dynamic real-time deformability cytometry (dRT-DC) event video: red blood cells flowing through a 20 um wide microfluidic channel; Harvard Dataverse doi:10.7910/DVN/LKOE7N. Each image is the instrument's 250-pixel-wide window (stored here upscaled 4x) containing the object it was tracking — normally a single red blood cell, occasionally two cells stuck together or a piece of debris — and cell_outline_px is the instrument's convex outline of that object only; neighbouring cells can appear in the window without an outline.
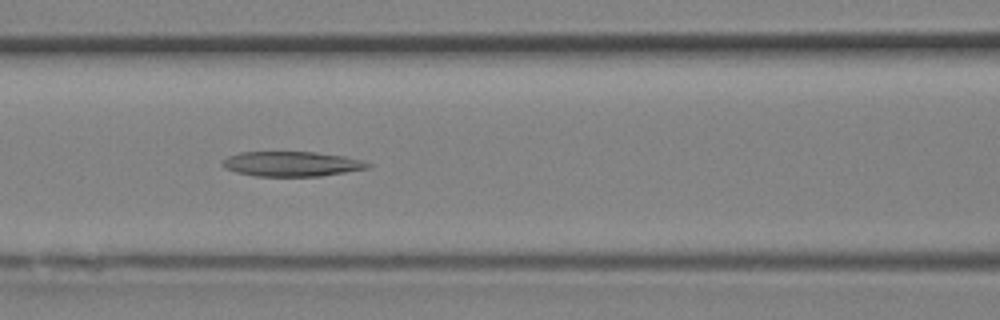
{"species": "Egyptian fruit bat (a non-hibernating species)", "species_latin": "Rousettus aegyptiacus", "temperature_condition": "room temperature", "stored_images_in_passage": 25, "segment_of_instrument_passage": [1, 2], "camera_frame_rate_fps": 3000, "um_per_image_px": 0.085, "animal": {"sex": "female"}, "frame": {"image": 1, "passage_image": 8, "time_ms": 2.333, "image_size_px": [1000, 320], "cell_outline_px": [[372, 164], [368, 168], [320, 176], [256, 176], [236, 172], [224, 168], [220, 164], [220, 160], [228, 156], [240, 152], [316, 152], [344, 156], [360, 160]], "centroid_in_image_um": [24.73, 13.93], "position_along_channel_um": 141.9, "area_um2": 21.1}}
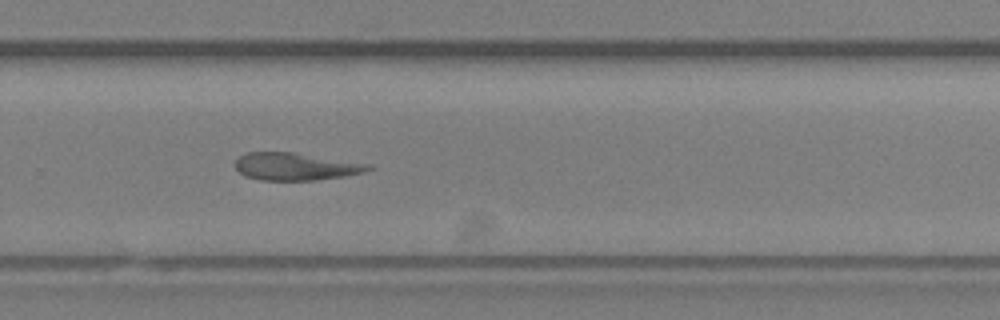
{"frame": {"image": 2, "passage_image": 15, "time_ms": 4.667, "image_size_px": [1000, 320], "cell_outline_px": [[376, 168], [364, 172], [344, 176], [316, 180], [260, 180], [248, 176], [240, 172], [236, 168], [236, 160], [244, 152], [296, 152], [372, 164]], "centroid_in_image_um": [25.2, 14.14], "position_along_channel_um": 304.6, "area_um2": 21.44}}
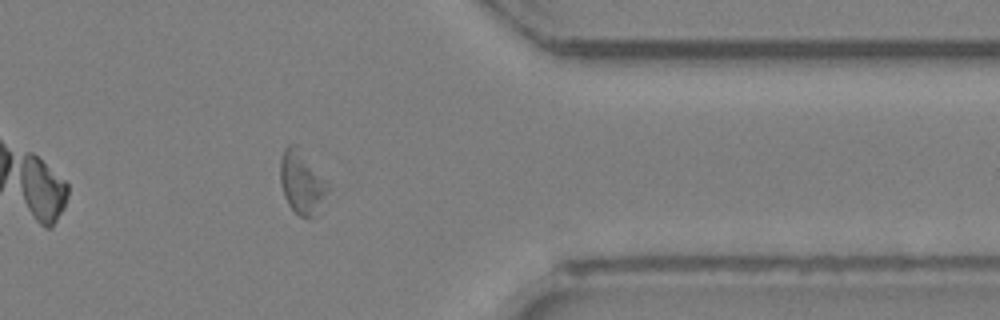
{"frame": {"image": 3, "passage_image": 19, "time_ms": 6.0, "image_size_px": [1000, 320], "cell_outline_px": [[332, 188], [316, 216], [300, 216], [288, 204], [284, 196], [280, 184], [280, 160], [284, 148], [288, 144], [296, 144], [328, 180]], "centroid_in_image_um": [25.7, 15.49], "position_along_channel_um": 385.7, "area_um2": 18.03}}